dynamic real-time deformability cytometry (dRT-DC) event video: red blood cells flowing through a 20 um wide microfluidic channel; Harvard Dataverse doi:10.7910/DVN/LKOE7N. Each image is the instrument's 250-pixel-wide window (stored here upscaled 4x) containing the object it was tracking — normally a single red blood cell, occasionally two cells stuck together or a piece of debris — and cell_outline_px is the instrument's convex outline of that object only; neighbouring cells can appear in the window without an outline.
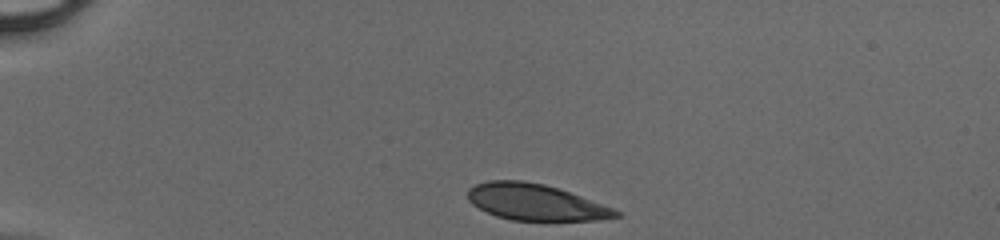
{"species": "human", "species_latin": "Homo sapiens", "temperature_condition": "cold", "stored_images_in_passage": 35, "camera_frame_rate_fps": 3000, "um_per_image_px": 0.085, "donor": {"sex": "male"}, "frame": {"image": 1, "passage_image": 1, "time_ms": 0.0, "image_size_px": [1000, 240], "cell_outline_px": [[620, 216], [600, 220], [512, 220], [496, 216], [472, 204], [468, 200], [468, 188], [476, 184], [488, 180], [524, 180], [544, 184], [580, 196], [612, 208], [620, 212]], "centroid_in_image_um": [45.47, 17.18], "position_along_channel_um": 39.5, "area_um2": 30.92}}
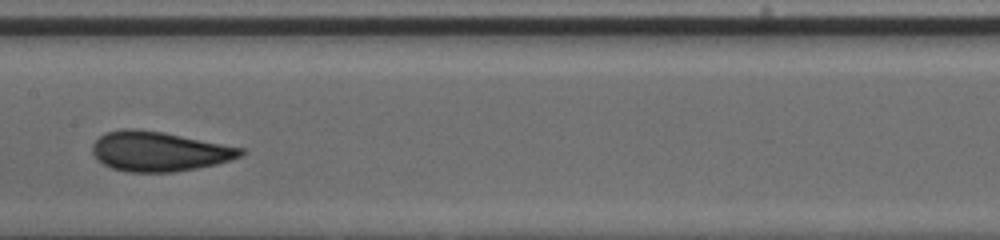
{"frame": {"image": 2, "passage_image": 16, "time_ms": 5.0, "image_size_px": [1000, 240], "cell_outline_px": [[244, 156], [216, 164], [196, 168], [172, 172], [128, 172], [112, 168], [96, 160], [92, 152], [92, 144], [100, 136], [108, 132], [124, 128], [136, 128], [164, 132], [244, 148]], "centroid_in_image_um": [13.52, 12.86], "position_along_channel_um": 193.9, "area_um2": 34.45}}
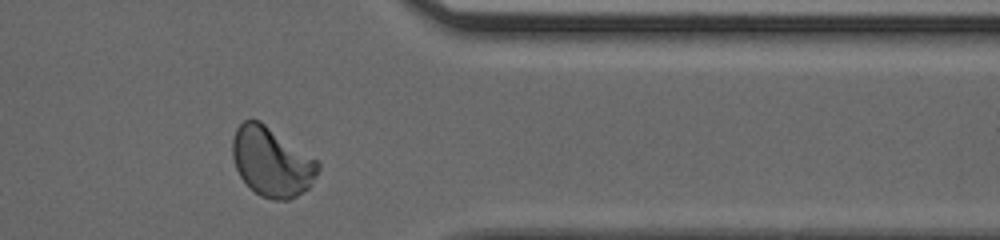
{"frame": {"image": 3, "passage_image": 30, "time_ms": 9.667, "image_size_px": [1000, 240], "cell_outline_px": [[320, 168], [316, 176], [308, 188], [296, 196], [288, 200], [272, 200], [260, 196], [240, 176], [236, 168], [232, 156], [232, 140], [236, 128], [244, 120], [260, 120], [316, 160], [320, 164]], "centroid_in_image_um": [23.08, 13.76], "position_along_channel_um": 388.3, "area_um2": 34.16}}